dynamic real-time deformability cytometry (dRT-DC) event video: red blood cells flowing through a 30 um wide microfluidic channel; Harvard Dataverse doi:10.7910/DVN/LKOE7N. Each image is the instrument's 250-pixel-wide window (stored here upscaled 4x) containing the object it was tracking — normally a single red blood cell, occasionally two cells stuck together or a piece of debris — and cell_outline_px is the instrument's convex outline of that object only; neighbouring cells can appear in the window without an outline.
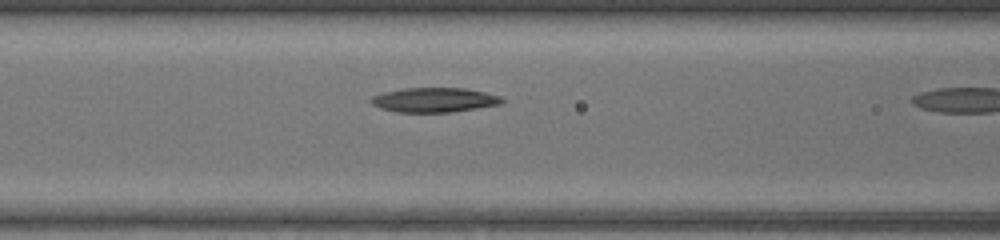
{"species": "common noctule bat (a hibernating species)", "species_latin": "Nyctalus noctula", "temperature_condition": "warm", "stored_images_in_passage": 7, "camera_frame_rate_fps": 3000, "um_per_image_px": 0.085, "animal": {"sex": "female", "body_mass_g": 17.0, "forearm_length_mm": 48.0}, "frame": {"image": 1, "passage_image": 6, "time_ms": 1.667, "image_size_px": [1000, 240], "cell_outline_px": [[504, 100], [500, 104], [452, 112], [396, 112], [380, 108], [372, 104], [368, 100], [372, 96], [384, 92], [404, 88], [464, 88], [484, 92], [500, 96]], "centroid_in_image_um": [36.87, 8.49], "position_along_channel_um": 129.7, "area_um2": 18.67}}